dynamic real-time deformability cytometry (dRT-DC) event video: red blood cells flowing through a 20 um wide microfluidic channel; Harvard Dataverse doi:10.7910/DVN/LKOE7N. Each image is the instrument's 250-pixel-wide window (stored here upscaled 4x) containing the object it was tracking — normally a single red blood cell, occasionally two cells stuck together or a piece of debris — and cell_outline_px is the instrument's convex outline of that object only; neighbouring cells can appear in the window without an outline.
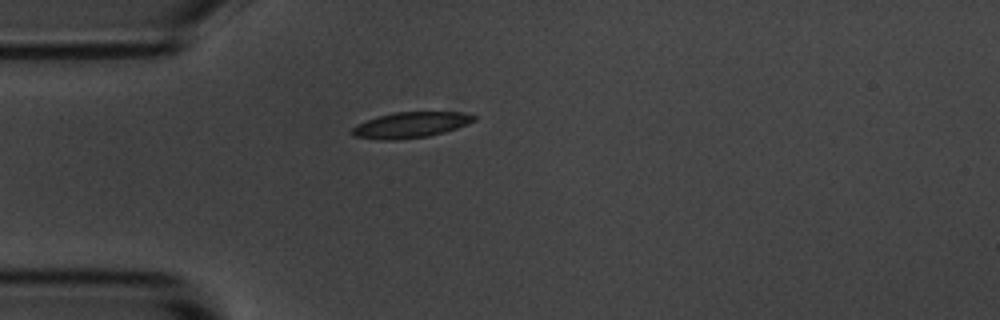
{"species": "common noctule bat (a hibernating species)", "species_latin": "Nyctalus noctula", "temperature_condition": "room temperature", "stored_images_in_passage": 3, "camera_frame_rate_fps": 3000, "um_per_image_px": 0.085, "animal": {"sex": "male", "body_mass_g": 20.1, "forearm_length_mm": 53.5}, "frame": {"image": 1, "passage_image": 1, "time_ms": 0.0, "image_size_px": [1000, 320], "cell_outline_px": [[476, 120], [456, 128], [444, 132], [428, 136], [392, 140], [380, 140], [352, 136], [352, 128], [356, 124], [376, 116], [392, 112], [460, 112], [476, 116]], "centroid_in_image_um": [34.85, 10.61], "position_along_channel_um": 50.2, "area_um2": 18.26}}